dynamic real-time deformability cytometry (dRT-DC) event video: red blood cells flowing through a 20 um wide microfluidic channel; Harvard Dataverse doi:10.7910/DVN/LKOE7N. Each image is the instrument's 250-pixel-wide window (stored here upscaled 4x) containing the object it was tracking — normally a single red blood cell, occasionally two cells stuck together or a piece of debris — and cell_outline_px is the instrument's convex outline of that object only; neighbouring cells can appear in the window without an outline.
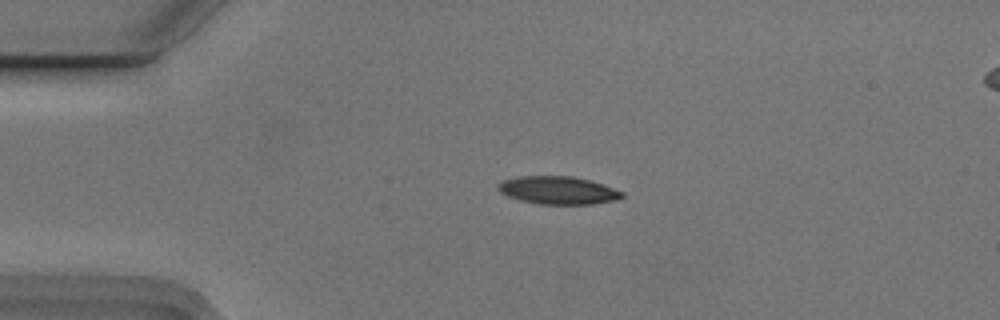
{"species": "Egyptian fruit bat (a non-hibernating species)", "species_latin": "Rousettus aegyptiacus", "temperature_condition": "cold", "stored_images_in_passage": 5, "camera_frame_rate_fps": 3000, "um_per_image_px": 0.085, "animal": {"sex": "male"}, "frame": {"image": 1, "passage_image": 1, "time_ms": 0.0, "image_size_px": [1000, 320], "cell_outline_px": [[624, 196], [616, 200], [592, 204], [536, 204], [520, 200], [508, 196], [500, 192], [496, 188], [496, 184], [504, 180], [520, 176], [572, 176], [588, 180], [624, 192]], "centroid_in_image_um": [47.39, 16.18], "position_along_channel_um": 37.6, "area_um2": 20.06}}